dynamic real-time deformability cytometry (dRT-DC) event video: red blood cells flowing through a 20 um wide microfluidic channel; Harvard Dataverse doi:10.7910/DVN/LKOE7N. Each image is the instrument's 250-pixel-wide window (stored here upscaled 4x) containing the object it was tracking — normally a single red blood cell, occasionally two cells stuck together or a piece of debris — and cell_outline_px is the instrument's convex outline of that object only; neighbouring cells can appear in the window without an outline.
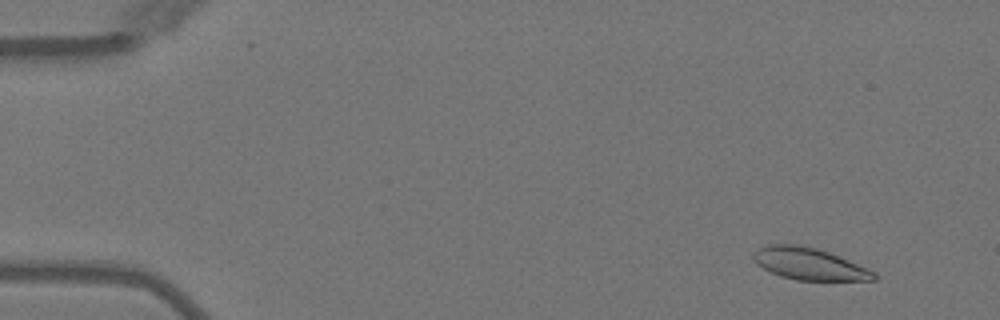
{"species": "Egyptian fruit bat (a non-hibernating species)", "species_latin": "Rousettus aegyptiacus", "temperature_condition": "warm", "stored_images_in_passage": 51, "camera_frame_rate_fps": 3000, "um_per_image_px": 0.085, "animal": {"sex": "female"}, "frame": {"image": 1, "passage_image": 5, "time_ms": 1.333, "image_size_px": [1000, 320], "cell_outline_px": [[880, 276], [876, 280], [796, 280], [780, 276], [756, 264], [752, 260], [752, 252], [768, 244], [796, 244], [816, 248], [828, 252], [868, 268], [876, 272]], "centroid_in_image_um": [68.78, 22.43], "position_along_channel_um": 16.2, "area_um2": 22.48}}
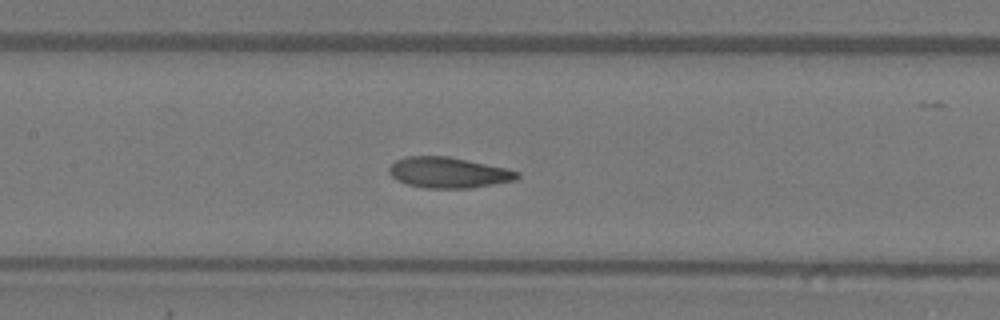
{"frame": {"image": 2, "passage_image": 25, "time_ms": 8.0, "image_size_px": [1000, 320], "cell_outline_px": [[520, 176], [516, 180], [472, 188], [424, 188], [408, 184], [396, 180], [388, 172], [388, 168], [396, 160], [404, 156], [448, 156], [504, 168], [520, 172]], "centroid_in_image_um": [38.09, 14.67], "position_along_channel_um": 169.3, "area_um2": 22.89}}
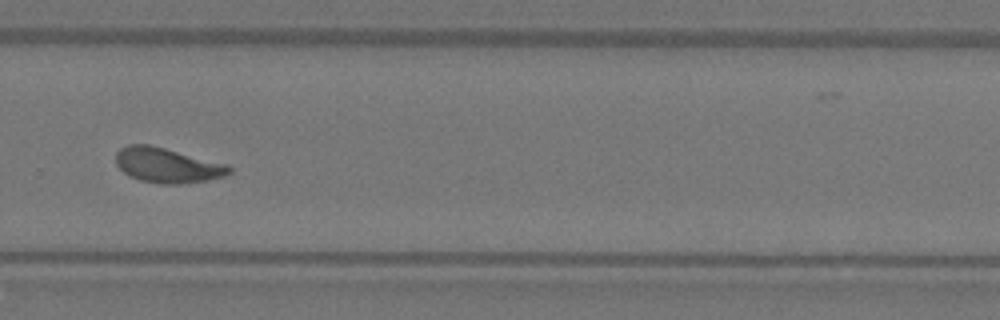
{"frame": {"image": 3, "passage_image": 36, "time_ms": 11.667, "image_size_px": [1000, 320], "cell_outline_px": [[232, 172], [224, 176], [208, 180], [180, 184], [160, 184], [140, 180], [124, 172], [116, 164], [116, 152], [120, 148], [128, 144], [148, 144], [228, 164], [232, 168]], "centroid_in_image_um": [14.23, 14.05], "position_along_channel_um": 315.6, "area_um2": 23.0}, "authors_computed_cell_mechanics": {"area_um2": 22.7732, "velocity_mm_per_s": 4.0097, "shape_relaxation_time_tau1_ms": 3.973, "shape_relaxation_time_tau2_ms": 1.5374, "deformation_change_tau1": 0.1499, "deformation_change_tau2": 0.0804}}